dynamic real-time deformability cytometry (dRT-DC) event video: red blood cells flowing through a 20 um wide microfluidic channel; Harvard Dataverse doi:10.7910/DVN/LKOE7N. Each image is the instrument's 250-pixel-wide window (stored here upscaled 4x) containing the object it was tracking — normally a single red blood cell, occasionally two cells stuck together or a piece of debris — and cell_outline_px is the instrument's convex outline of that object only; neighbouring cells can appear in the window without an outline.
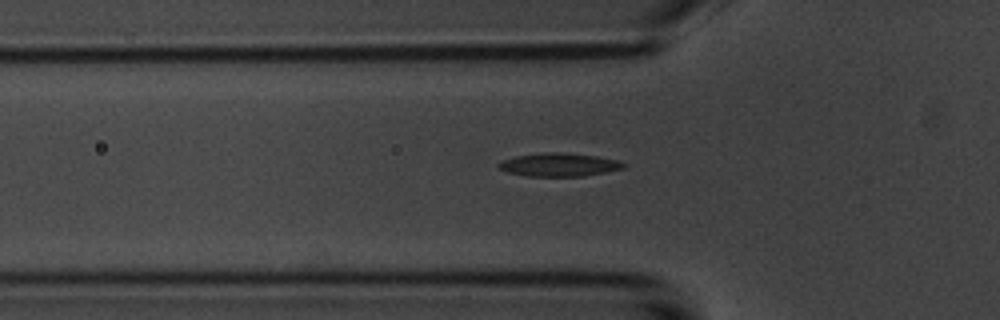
{"species": "common noctule bat (a hibernating species)", "species_latin": "Nyctalus noctula", "temperature_condition": "room temperature", "stored_images_in_passage": 50, "camera_frame_rate_fps": 3000, "um_per_image_px": 0.085, "animal": {"sex": "male", "body_mass_g": 20.1, "forearm_length_mm": 53.5}, "frame": {"image": 1, "passage_image": 17, "time_ms": 5.333, "image_size_px": [1000, 320], "cell_outline_px": [[628, 164], [624, 168], [584, 176], [528, 176], [508, 172], [500, 168], [496, 164], [504, 160], [516, 156], [544, 152], [560, 152], [596, 156], [616, 160]], "centroid_in_image_um": [47.53, 14.0], "position_along_channel_um": 78.3, "area_um2": 16.76}}
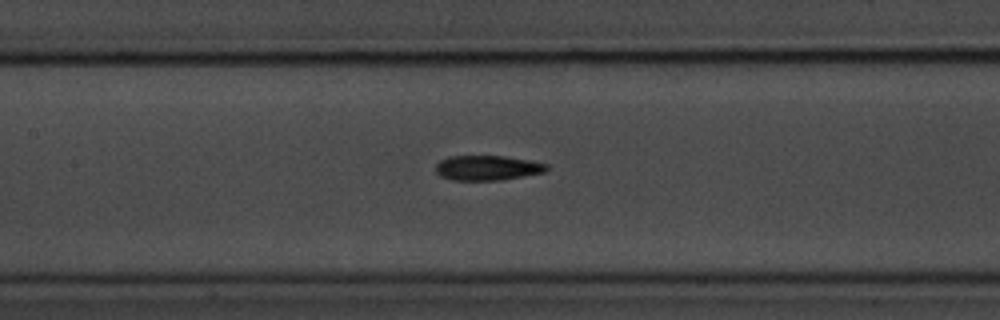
{"frame": {"image": 2, "passage_image": 24, "time_ms": 7.667, "image_size_px": [1000, 320], "cell_outline_px": [[548, 168], [544, 172], [500, 180], [452, 180], [440, 176], [436, 172], [436, 164], [440, 160], [448, 156], [504, 156], [528, 160], [548, 164]], "centroid_in_image_um": [41.39, 14.26], "position_along_channel_um": 166.0, "area_um2": 16.01}}
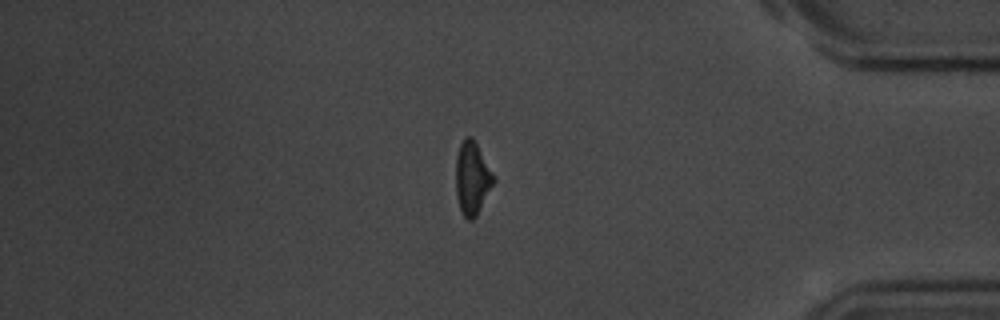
{"frame": {"image": 3, "passage_image": 45, "time_ms": 14.667, "image_size_px": [1000, 320], "cell_outline_px": [[496, 180], [476, 216], [472, 220], [468, 220], [464, 216], [460, 208], [456, 196], [456, 156], [460, 144], [468, 136], [472, 136], [496, 176]], "centroid_in_image_um": [40.15, 15.14], "position_along_channel_um": 395.0, "area_um2": 16.13}, "authors_computed_cell_mechanics": {"area_um2": 16.0106, "velocity_mm_per_s": 3.7109, "shape_relaxation_time_tau1_ms": 3.2745, "shape_relaxation_time_tau2_ms": 2.844, "deformation_change_tau1": 0.1472, "deformation_change_tau2": 0.115}}